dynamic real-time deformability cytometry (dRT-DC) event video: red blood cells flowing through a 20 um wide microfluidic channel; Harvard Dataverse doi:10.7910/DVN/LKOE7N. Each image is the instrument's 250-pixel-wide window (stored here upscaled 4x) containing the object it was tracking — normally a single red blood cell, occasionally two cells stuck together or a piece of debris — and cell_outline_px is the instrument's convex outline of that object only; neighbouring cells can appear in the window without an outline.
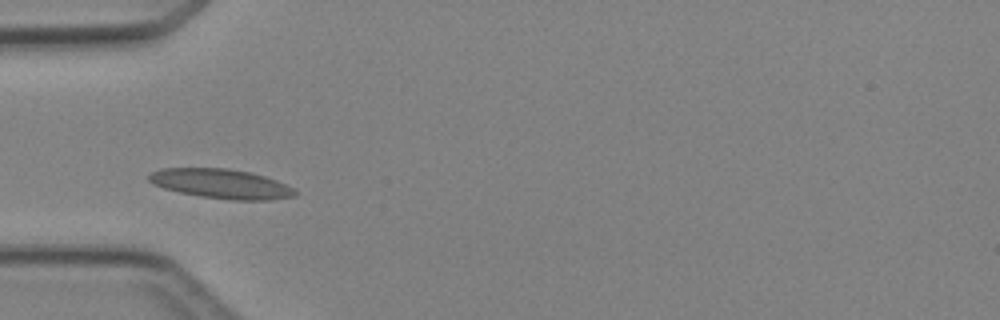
{"species": "Egyptian fruit bat (a non-hibernating species)", "species_latin": "Rousettus aegyptiacus", "temperature_condition": "cold", "stored_images_in_passage": 2, "camera_frame_rate_fps": 3000, "um_per_image_px": 0.085, "animal": {"sex": "female"}, "frame": {"image": 1, "passage_image": 1, "time_ms": 0.0, "image_size_px": [1000, 320], "cell_outline_px": [[300, 192], [296, 196], [272, 200], [232, 200], [200, 196], [180, 192], [164, 188], [152, 184], [148, 180], [148, 176], [152, 172], [160, 168], [228, 168], [252, 172], [276, 180]], "centroid_in_image_um": [18.81, 15.62], "position_along_channel_um": 66.2, "area_um2": 25.26}}
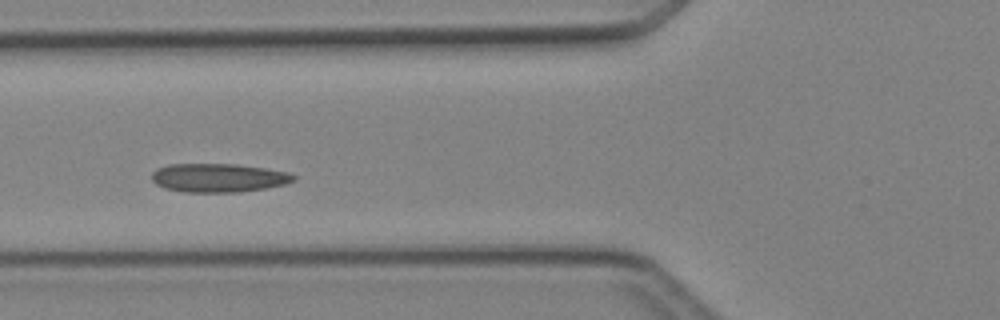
{"frame": {"image": 2, "passage_image": 2, "time_ms": 1.0, "image_size_px": [1000, 320], "cell_outline_px": [[296, 180], [284, 184], [264, 188], [236, 192], [184, 192], [164, 188], [156, 184], [152, 180], [152, 172], [156, 168], [168, 164], [236, 164], [264, 168], [288, 172], [296, 176]], "centroid_in_image_um": [18.54, 15.11], "position_along_channel_um": 107.3, "area_um2": 23.7}}